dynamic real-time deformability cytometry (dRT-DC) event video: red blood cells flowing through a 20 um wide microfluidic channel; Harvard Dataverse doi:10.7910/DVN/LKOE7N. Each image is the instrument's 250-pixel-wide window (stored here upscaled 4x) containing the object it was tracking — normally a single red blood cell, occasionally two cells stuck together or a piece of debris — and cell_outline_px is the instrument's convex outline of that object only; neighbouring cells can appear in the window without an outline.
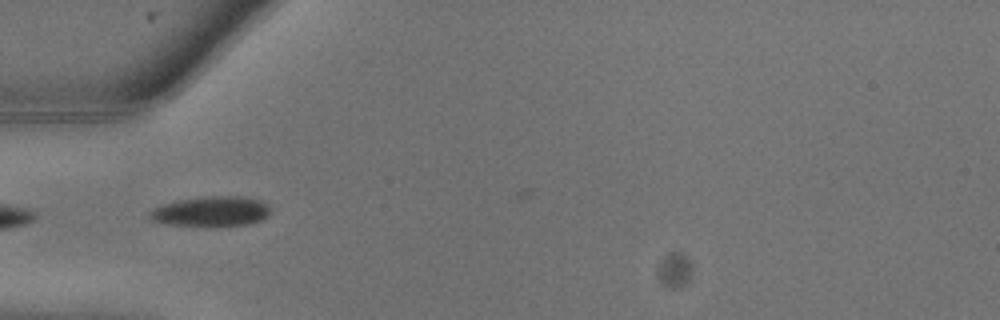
{"species": "common noctule bat (a hibernating species)", "species_latin": "Nyctalus noctula", "temperature_condition": "warm", "stored_images_in_passage": 11, "segment_of_instrument_passage": [2, 2], "camera_frame_rate_fps": 3000, "um_per_image_px": 0.085, "animal": {"sex": "male", "body_mass_g": 13.3}, "frame": {"image": 1, "passage_image": 4, "time_ms": 1.0, "image_size_px": [1000, 320], "cell_outline_px": [[268, 212], [260, 220], [248, 224], [168, 224], [152, 220], [148, 216], [148, 212], [152, 208], [160, 204], [176, 200], [204, 196], [248, 196], [260, 200], [268, 204]], "centroid_in_image_um": [17.89, 17.91], "position_along_channel_um": 67.1, "area_um2": 20.63}}